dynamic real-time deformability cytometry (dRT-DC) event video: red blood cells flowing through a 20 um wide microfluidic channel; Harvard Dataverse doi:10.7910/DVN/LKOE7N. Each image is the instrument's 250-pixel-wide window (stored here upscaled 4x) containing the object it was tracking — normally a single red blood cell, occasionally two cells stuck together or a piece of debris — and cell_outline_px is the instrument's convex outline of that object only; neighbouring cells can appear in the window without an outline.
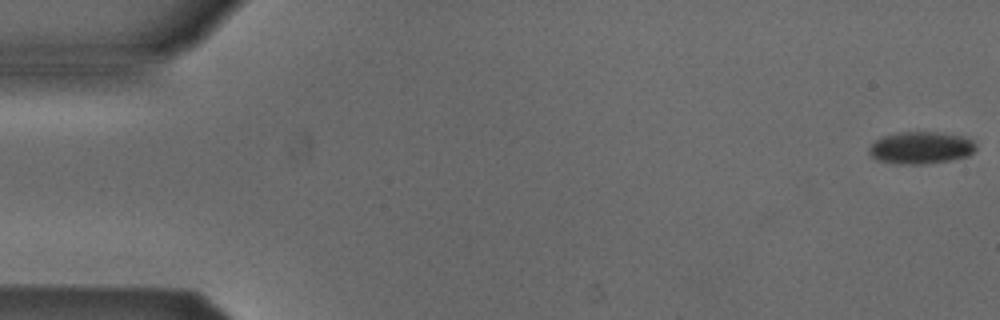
{"species": "Egyptian fruit bat (a non-hibernating species)", "species_latin": "Rousettus aegyptiacus", "temperature_condition": "cold", "stored_images_in_passage": 46, "camera_frame_rate_fps": 3000, "um_per_image_px": 0.085, "animal": {"sex": "male"}, "frame": {"image": 1, "passage_image": 1, "time_ms": 0.0, "image_size_px": [1000, 320], "cell_outline_px": [[976, 148], [968, 156], [948, 160], [920, 164], [896, 164], [876, 160], [868, 152], [868, 148], [876, 140], [884, 136], [900, 132], [936, 132], [960, 136], [972, 140], [976, 144]], "centroid_in_image_um": [78.24, 12.56], "position_along_channel_um": 6.8, "area_um2": 19.83}}
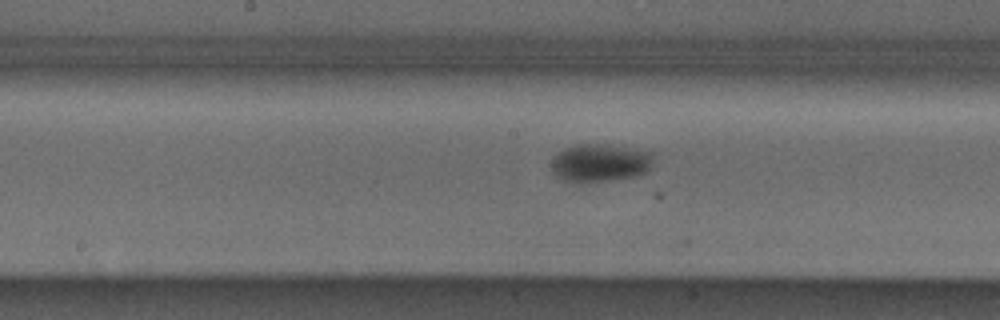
{"frame": {"image": 2, "passage_image": 27, "time_ms": 8.667, "image_size_px": [1000, 320], "cell_outline_px": [[652, 168], [648, 172], [636, 176], [612, 180], [580, 184], [576, 184], [564, 180], [556, 176], [552, 168], [552, 160], [564, 148], [576, 144], [604, 144], [652, 152]], "centroid_in_image_um": [51.01, 13.87], "position_along_channel_um": 197.2, "area_um2": 22.83}}
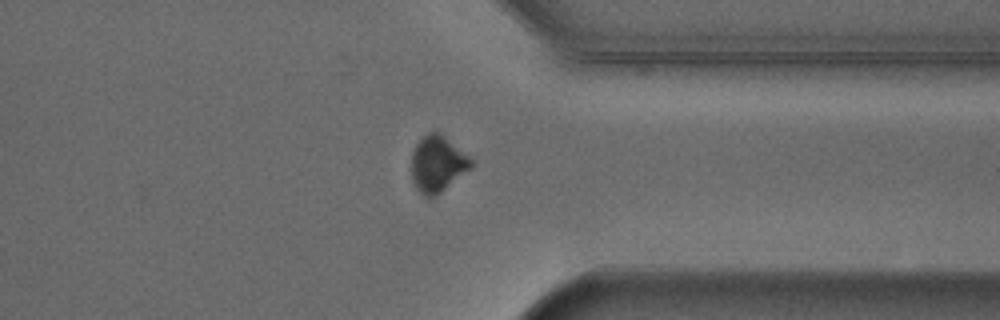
{"frame": {"image": 3, "passage_image": 41, "time_ms": 13.333, "image_size_px": [1000, 320], "cell_outline_px": [[472, 168], [436, 196], [428, 200], [416, 188], [412, 180], [412, 152], [416, 144], [428, 132], [440, 132], [468, 156], [472, 160]], "centroid_in_image_um": [37.18, 13.96], "position_along_channel_um": 374.2, "area_um2": 19.54}, "authors_computed_cell_mechanics": {"area_um2": 21.2704, "velocity_mm_per_s": 3.8834, "shape_relaxation_time_tau1_ms": 6.1675, "shape_relaxation_time_tau2_ms": null, "deformation_change_tau1": 0.0759, "deformation_change_tau2": null}}